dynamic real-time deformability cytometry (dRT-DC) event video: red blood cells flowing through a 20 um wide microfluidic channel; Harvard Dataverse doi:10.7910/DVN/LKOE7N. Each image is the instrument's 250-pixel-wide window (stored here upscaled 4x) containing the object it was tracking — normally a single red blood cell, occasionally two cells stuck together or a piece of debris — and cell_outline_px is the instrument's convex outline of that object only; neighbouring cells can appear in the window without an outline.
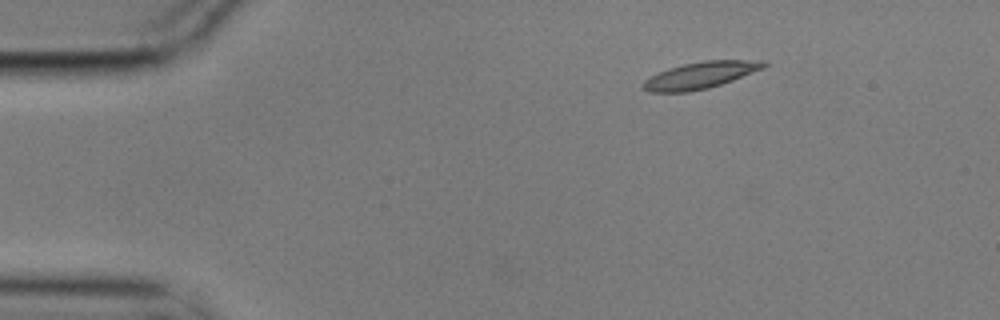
{"species": "common noctule bat (a hibernating species)", "species_latin": "Nyctalus noctula", "temperature_condition": "cold", "stored_images_in_passage": 3, "camera_frame_rate_fps": 3000, "um_per_image_px": 0.085, "animal": {"sex": "male", "body_mass_g": 17.9}, "frame": {"image": 1, "passage_image": 1, "time_ms": 0.0, "image_size_px": [1000, 320], "cell_outline_px": [[768, 64], [764, 68], [732, 80], [708, 88], [688, 92], [648, 92], [640, 84], [644, 80], [668, 68], [684, 64], [704, 60], [764, 60]], "centroid_in_image_um": [59.54, 6.39], "position_along_channel_um": 25.5, "area_um2": 18.67}}